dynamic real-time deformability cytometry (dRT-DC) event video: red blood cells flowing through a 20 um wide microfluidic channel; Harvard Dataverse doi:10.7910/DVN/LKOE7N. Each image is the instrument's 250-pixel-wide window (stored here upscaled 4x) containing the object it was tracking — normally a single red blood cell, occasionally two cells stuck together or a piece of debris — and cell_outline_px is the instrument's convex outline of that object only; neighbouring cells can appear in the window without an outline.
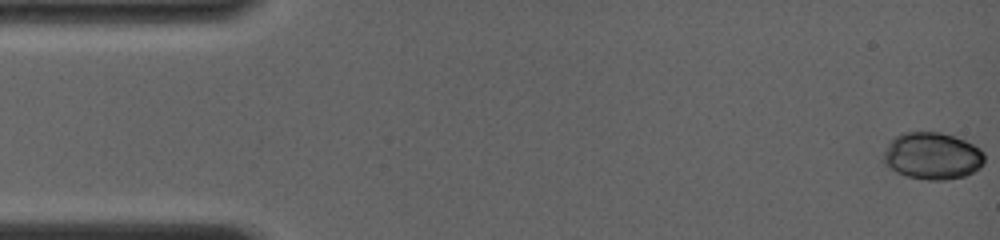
{"species": "common noctule bat (a hibernating species)", "species_latin": "Nyctalus noctula", "temperature_condition": "room temperature", "stored_images_in_passage": 68, "camera_frame_rate_fps": 4000, "um_per_image_px": 0.085, "animal": {"sex": "female", "body_mass_g": 19.0, "forearm_length_mm": 56.7}, "frame": {"image": 1, "passage_image": 1, "time_ms": 0.0, "image_size_px": [1000, 240], "cell_outline_px": [[984, 164], [980, 168], [964, 176], [944, 180], [928, 180], [904, 176], [896, 172], [884, 164], [880, 160], [888, 140], [904, 132], [940, 132], [956, 136], [980, 148], [984, 152]], "centroid_in_image_um": [79.2, 13.25], "position_along_channel_um": 5.8, "area_um2": 28.21}}
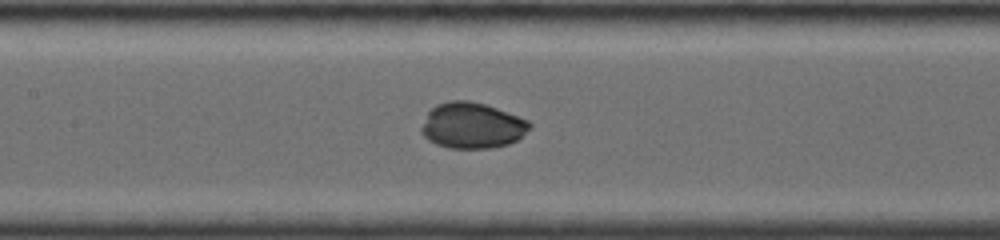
{"frame": {"image": 2, "passage_image": 41, "time_ms": 7.25, "image_size_px": [1000, 240], "cell_outline_px": [[532, 128], [516, 140], [508, 144], [492, 148], [448, 148], [436, 144], [428, 140], [420, 132], [420, 128], [428, 112], [436, 104], [452, 100], [468, 100], [484, 104], [496, 108], [528, 120], [532, 124]], "centroid_in_image_um": [40.12, 10.67], "position_along_channel_um": 167.3, "area_um2": 28.96}}
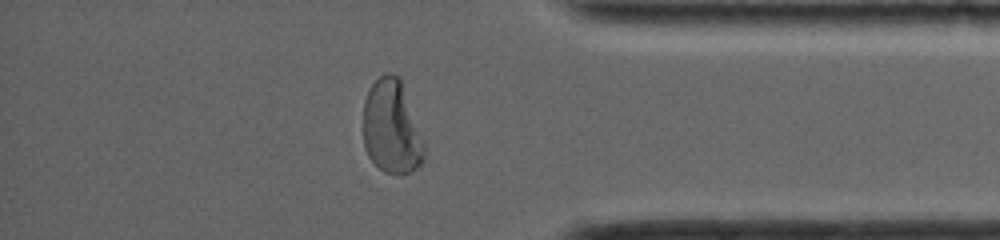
{"frame": {"image": 3, "passage_image": 68, "time_ms": 13.25, "image_size_px": [1000, 240], "cell_outline_px": [[424, 160], [412, 172], [400, 176], [396, 176], [384, 172], [368, 156], [364, 148], [364, 100], [368, 88], [384, 72], [392, 72], [400, 76], [424, 140]], "centroid_in_image_um": [33.3, 10.81], "position_along_channel_um": 401.9, "area_um2": 33.87}, "authors_computed_cell_mechanics": {"area_um2": 28.1486, "velocity_mm_per_s": 4.0382, "shape_relaxation_time_tau1_ms": 5.9875, "shape_relaxation_time_tau2_ms": null, "deformation_change_tau1": 0.1924, "deformation_change_tau2": null}}